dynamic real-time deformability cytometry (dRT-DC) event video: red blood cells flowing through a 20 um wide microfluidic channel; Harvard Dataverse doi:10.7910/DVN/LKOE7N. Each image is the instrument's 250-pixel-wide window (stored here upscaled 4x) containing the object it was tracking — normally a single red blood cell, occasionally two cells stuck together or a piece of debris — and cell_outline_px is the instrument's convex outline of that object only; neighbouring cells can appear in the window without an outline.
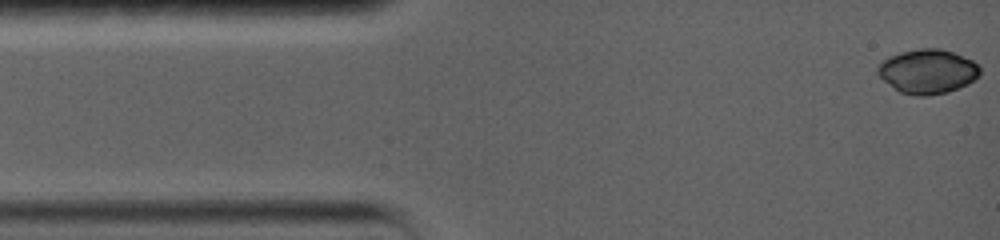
{"species": "common noctule bat (a hibernating species)", "species_latin": "Nyctalus noctula", "temperature_condition": "warm", "stored_images_in_passage": 21, "camera_frame_rate_fps": 5000, "um_per_image_px": 0.085, "animal": {"sex": "female", "body_mass_g": 19.0, "forearm_length_mm": 56.7}, "frame": {"image": 1, "passage_image": 1, "time_ms": 0.0, "image_size_px": [1000, 240], "cell_outline_px": [[980, 76], [968, 84], [948, 92], [924, 96], [916, 96], [900, 92], [884, 80], [876, 72], [876, 68], [888, 56], [900, 52], [920, 48], [940, 48], [952, 52], [972, 60], [980, 64]], "centroid_in_image_um": [78.87, 6.06], "position_along_channel_um": 6.1, "area_um2": 26.47}}
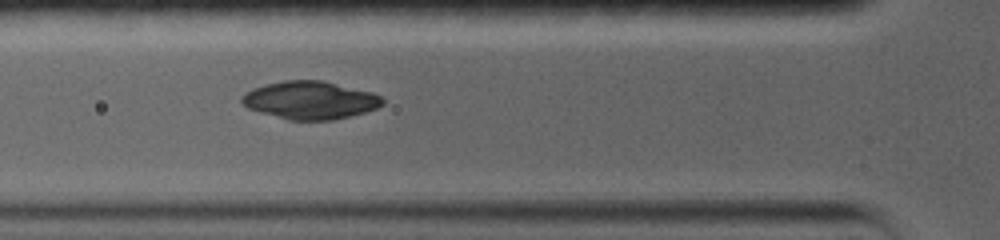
{"frame": {"image": 2, "passage_image": 15, "time_ms": 2.8, "image_size_px": [1000, 240], "cell_outline_px": [[384, 104], [376, 108], [364, 112], [332, 120], [288, 120], [260, 112], [248, 108], [240, 100], [240, 96], [252, 88], [264, 84], [284, 80], [320, 80], [372, 92], [380, 96], [384, 100]], "centroid_in_image_um": [26.33, 8.51], "position_along_channel_um": 99.5, "area_um2": 30.98}}
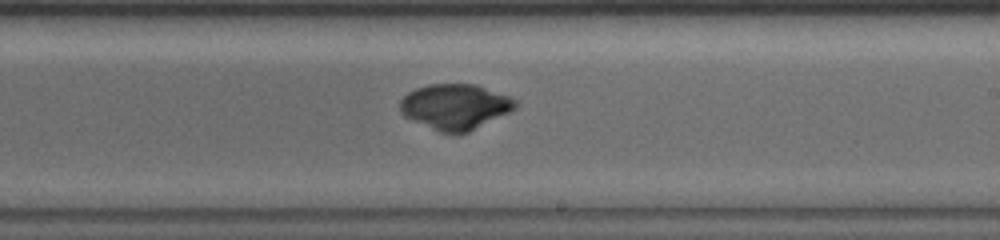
{"frame": {"image": 3, "passage_image": 21, "time_ms": 4.0, "image_size_px": [1000, 240], "cell_outline_px": [[520, 104], [516, 108], [468, 132], [440, 132], [404, 116], [400, 112], [400, 100], [408, 92], [416, 88], [428, 84], [476, 84], [508, 96], [516, 100]], "centroid_in_image_um": [38.68, 9.04], "position_along_channel_um": 250.3, "area_um2": 30.17}}